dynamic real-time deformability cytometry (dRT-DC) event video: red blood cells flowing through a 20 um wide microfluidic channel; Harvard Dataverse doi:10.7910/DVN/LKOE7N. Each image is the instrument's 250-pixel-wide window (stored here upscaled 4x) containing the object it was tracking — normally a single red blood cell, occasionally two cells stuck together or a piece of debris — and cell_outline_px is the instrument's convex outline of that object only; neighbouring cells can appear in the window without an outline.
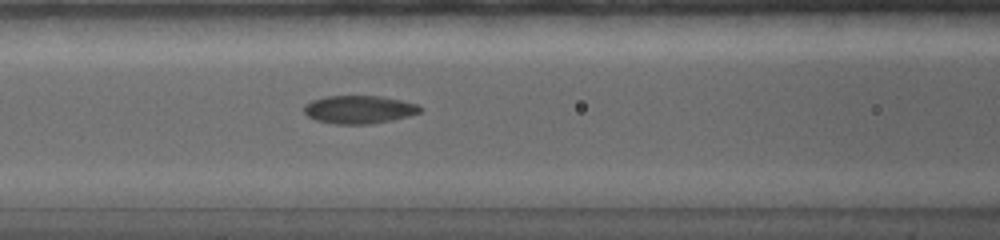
{"species": "common noctule bat (a hibernating species)", "species_latin": "Nyctalus noctula", "temperature_condition": "warm", "stored_images_in_passage": 42, "camera_frame_rate_fps": 5000, "um_per_image_px": 0.085, "animal": {"sex": "female", "body_mass_g": 19.0, "forearm_length_mm": 56.7}, "frame": {"image": 1, "passage_image": 15, "time_ms": 5.2, "image_size_px": [1000, 240], "cell_outline_px": [[424, 108], [420, 112], [408, 116], [392, 120], [372, 124], [336, 124], [316, 120], [308, 116], [304, 112], [304, 104], [312, 100], [324, 96], [380, 96], [400, 100], [416, 104]], "centroid_in_image_um": [30.51, 9.31], "position_along_channel_um": 136.1, "area_um2": 19.02}}
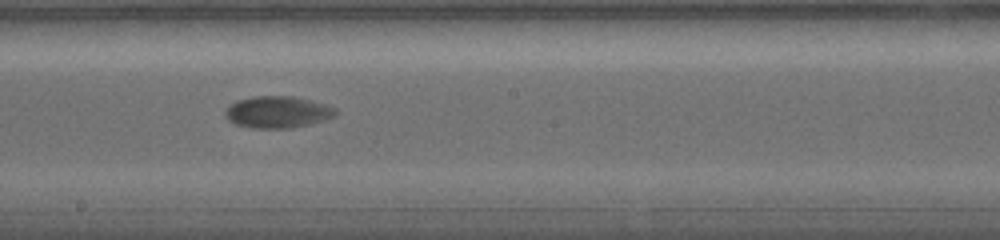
{"frame": {"image": 2, "passage_image": 21, "time_ms": 7.6, "image_size_px": [1000, 240], "cell_outline_px": [[340, 112], [336, 116], [324, 120], [292, 128], [252, 128], [236, 124], [228, 120], [224, 112], [232, 104], [240, 100], [256, 96], [292, 96], [324, 104], [336, 108]], "centroid_in_image_um": [23.64, 9.53], "position_along_channel_um": 224.6, "area_um2": 20.23}}
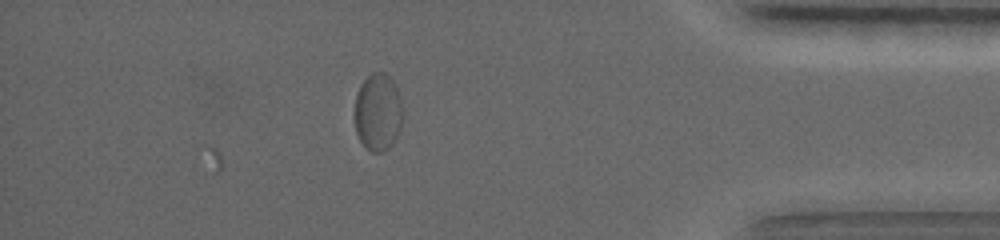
{"frame": {"image": 3, "passage_image": 35, "time_ms": 13.4, "image_size_px": [1000, 240], "cell_outline_px": [[400, 124], [396, 136], [392, 144], [384, 152], [372, 152], [360, 140], [356, 132], [356, 96], [364, 80], [368, 76], [372, 76], [400, 112]], "centroid_in_image_um": [31.95, 9.94], "position_along_channel_um": 403.2, "area_um2": 17.57}}